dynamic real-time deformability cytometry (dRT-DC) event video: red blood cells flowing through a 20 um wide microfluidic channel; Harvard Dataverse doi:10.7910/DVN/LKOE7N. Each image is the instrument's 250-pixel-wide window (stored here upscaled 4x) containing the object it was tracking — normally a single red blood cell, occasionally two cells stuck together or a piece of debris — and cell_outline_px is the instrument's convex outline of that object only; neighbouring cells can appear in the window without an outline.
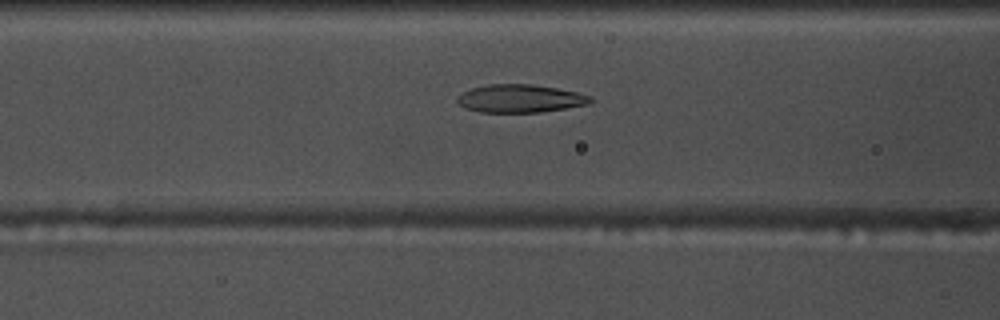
{"species": "common noctule bat (a hibernating species)", "species_latin": "Nyctalus noctula", "temperature_condition": "warm", "stored_images_in_passage": 32, "camera_frame_rate_fps": 3000, "um_per_image_px": 0.085, "animal": {"sex": "male", "body_mass_g": 17.5, "forearm_length_mm": 52.3}, "frame": {"image": 1, "passage_image": 7, "time_ms": 2.0, "image_size_px": [1000, 320], "cell_outline_px": [[592, 100], [588, 104], [540, 112], [480, 112], [464, 108], [456, 100], [456, 96], [472, 88], [488, 84], [532, 84], [556, 88], [576, 92], [592, 96]], "centroid_in_image_um": [44.18, 8.37], "position_along_channel_um": 122.4, "area_um2": 21.62}}
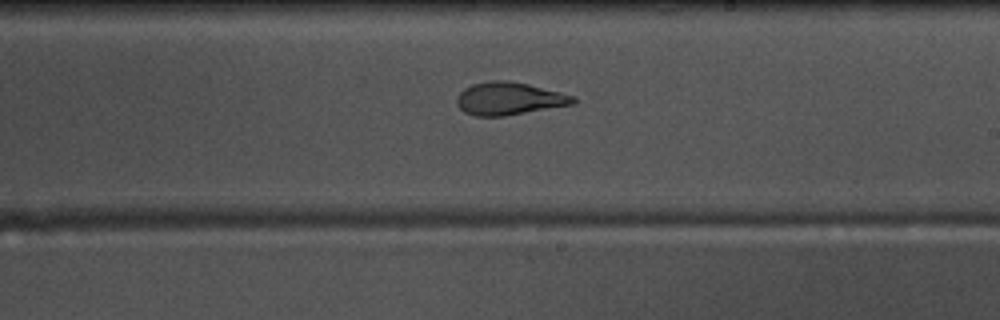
{"frame": {"image": 2, "passage_image": 17, "time_ms": 5.333, "image_size_px": [1000, 320], "cell_outline_px": [[580, 100], [576, 104], [504, 116], [476, 116], [464, 112], [456, 104], [456, 96], [464, 88], [472, 84], [492, 80], [504, 80], [528, 84], [576, 96]], "centroid_in_image_um": [43.3, 8.38], "position_along_channel_um": 245.7, "area_um2": 22.43}}
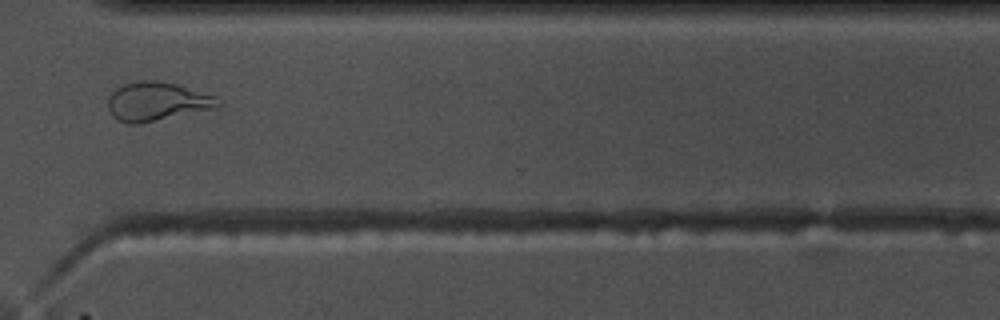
{"frame": {"image": 3, "passage_image": 26, "time_ms": 8.333, "image_size_px": [1000, 320], "cell_outline_px": [[224, 104], [220, 108], [140, 124], [128, 124], [116, 120], [112, 116], [108, 108], [108, 96], [116, 88], [124, 84], [136, 80], [156, 80], [176, 84], [216, 96]], "centroid_in_image_um": [13.37, 8.64], "position_along_channel_um": 357.2, "area_um2": 25.49}, "authors_computed_cell_mechanics": {"area_um2": 22.1374, "velocity_mm_per_s": 3.71, "shape_relaxation_time_tau1_ms": null, "shape_relaxation_time_tau2_ms": 1.8145, "deformation_change_tau1": null, "deformation_change_tau2": 0.102}}